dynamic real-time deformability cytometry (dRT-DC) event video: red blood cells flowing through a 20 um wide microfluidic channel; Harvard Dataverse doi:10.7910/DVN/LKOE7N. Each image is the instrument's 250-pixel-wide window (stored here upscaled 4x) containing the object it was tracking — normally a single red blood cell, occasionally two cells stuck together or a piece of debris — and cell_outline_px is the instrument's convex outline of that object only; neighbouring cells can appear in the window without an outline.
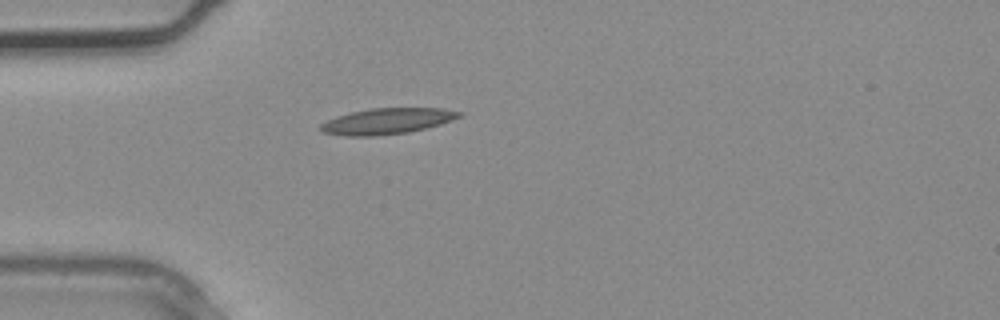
{"species": "common noctule bat (a hibernating species)", "species_latin": "Nyctalus noctula", "temperature_condition": "warm", "stored_images_in_passage": 1, "camera_frame_rate_fps": 3000, "um_per_image_px": 0.085, "animal": {"sex": "male", "body_mass_g": 20.4}, "frame": {"image": 1, "passage_image": 1, "time_ms": 0.0, "image_size_px": [1000, 320], "cell_outline_px": [[464, 112], [460, 116], [452, 120], [440, 124], [408, 132], [372, 136], [344, 136], [324, 132], [316, 128], [320, 124], [336, 116], [352, 112], [372, 108], [444, 108]], "centroid_in_image_um": [32.88, 10.29], "position_along_channel_um": 52.1, "area_um2": 20.87}}